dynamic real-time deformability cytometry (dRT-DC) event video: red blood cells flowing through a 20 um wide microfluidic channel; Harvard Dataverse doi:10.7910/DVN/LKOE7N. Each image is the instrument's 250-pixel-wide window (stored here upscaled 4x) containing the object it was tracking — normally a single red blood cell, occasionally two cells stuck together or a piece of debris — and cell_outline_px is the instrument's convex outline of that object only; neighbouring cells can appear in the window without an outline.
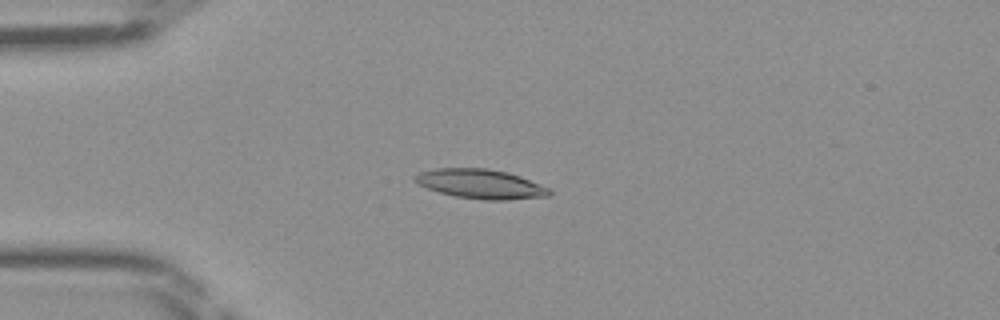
{"species": "Egyptian fruit bat (a non-hibernating species)", "species_latin": "Rousettus aegyptiacus", "temperature_condition": "room temperature", "stored_images_in_passage": 46, "camera_frame_rate_fps": 3000, "um_per_image_px": 0.085, "frame": {"image": 1, "passage_image": 12, "time_ms": 3.667, "image_size_px": [1000, 320], "cell_outline_px": [[552, 192], [548, 196], [508, 200], [484, 200], [456, 196], [440, 192], [428, 188], [420, 184], [412, 176], [420, 172], [436, 168], [488, 168], [508, 172], [520, 176], [548, 188]], "centroid_in_image_um": [40.86, 15.63], "position_along_channel_um": 44.1, "area_um2": 22.83}}
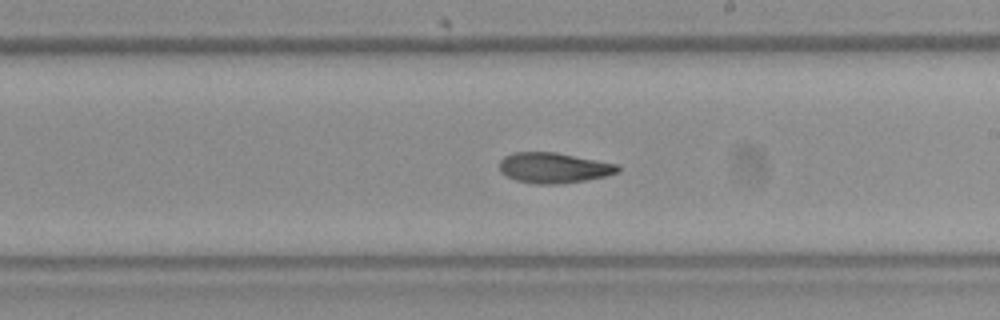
{"frame": {"image": 2, "passage_image": 27, "time_ms": 8.667, "image_size_px": [1000, 320], "cell_outline_px": [[620, 172], [608, 176], [584, 180], [556, 184], [536, 184], [516, 180], [500, 172], [500, 160], [504, 156], [512, 152], [556, 152], [620, 164]], "centroid_in_image_um": [47.11, 14.25], "position_along_channel_um": 241.9, "area_um2": 21.15}}
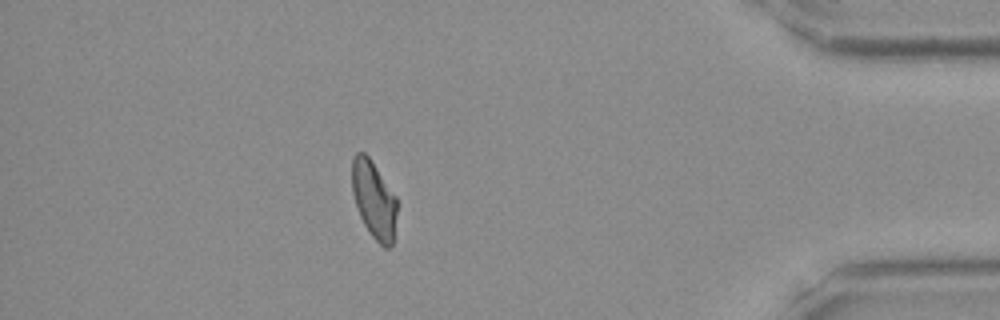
{"frame": {"image": 3, "passage_image": 41, "time_ms": 13.333, "image_size_px": [1000, 320], "cell_outline_px": [[396, 212], [392, 244], [388, 248], [384, 248], [368, 232], [360, 216], [352, 192], [352, 156], [356, 152], [364, 152], [368, 156], [396, 196]], "centroid_in_image_um": [31.76, 16.96], "position_along_channel_um": 403.4, "area_um2": 20.06}}